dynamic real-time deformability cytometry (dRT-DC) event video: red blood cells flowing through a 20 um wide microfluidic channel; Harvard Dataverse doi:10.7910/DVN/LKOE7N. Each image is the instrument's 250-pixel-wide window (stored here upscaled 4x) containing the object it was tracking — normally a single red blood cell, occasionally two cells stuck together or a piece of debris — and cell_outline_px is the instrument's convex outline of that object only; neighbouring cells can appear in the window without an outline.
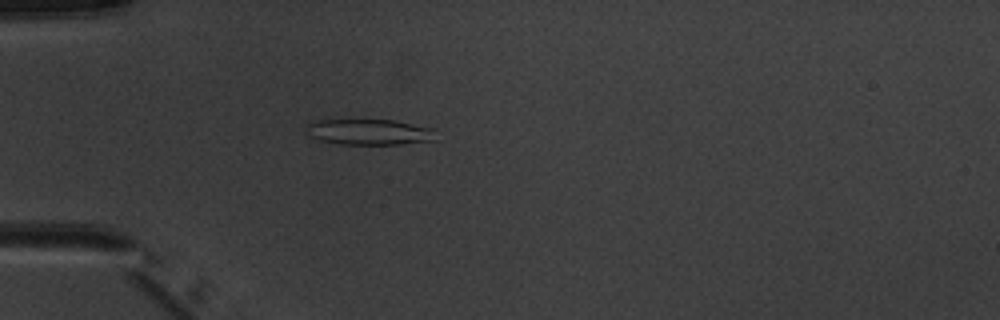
{"species": "common noctule bat (a hibernating species)", "species_latin": "Nyctalus noctula", "temperature_condition": "warm", "stored_images_in_passage": 3, "camera_frame_rate_fps": 3000, "um_per_image_px": 0.085, "animal": {"sex": "male", "body_mass_g": 20.1, "forearm_length_mm": 53.5}, "frame": {"image": 1, "passage_image": 3, "time_ms": 2.333, "image_size_px": [1000, 320], "cell_outline_px": [[436, 140], [400, 144], [336, 144], [320, 140], [308, 136], [304, 132], [308, 120], [392, 120], [432, 128]], "centroid_in_image_um": [31.27, 11.22], "position_along_channel_um": 53.7, "area_um2": 19.59}}